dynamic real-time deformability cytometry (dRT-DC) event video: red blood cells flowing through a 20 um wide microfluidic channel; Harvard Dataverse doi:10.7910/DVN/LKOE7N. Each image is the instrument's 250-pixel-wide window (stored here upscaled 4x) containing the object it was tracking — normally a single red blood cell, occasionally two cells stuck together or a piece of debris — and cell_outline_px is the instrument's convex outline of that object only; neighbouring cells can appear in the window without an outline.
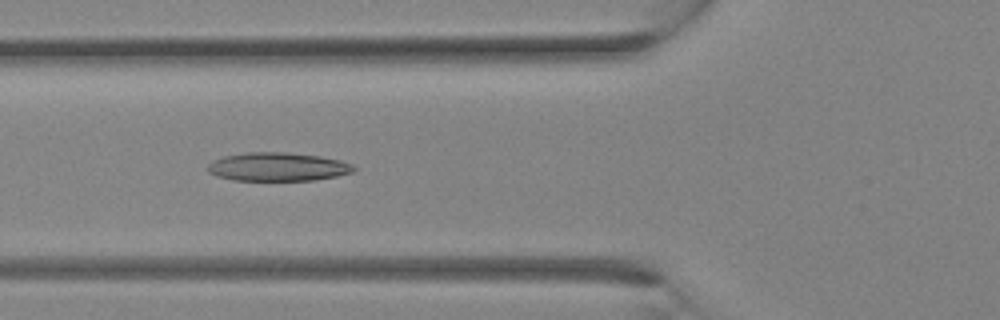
{"species": "Egyptian fruit bat (a non-hibernating species)", "species_latin": "Rousettus aegyptiacus", "temperature_condition": "room temperature", "stored_images_in_passage": 24, "camera_frame_rate_fps": 3000, "um_per_image_px": 0.085, "animal": {"sex": "female"}, "frame": {"image": 1, "passage_image": 4, "time_ms": 1.0, "image_size_px": [1000, 320], "cell_outline_px": [[356, 168], [352, 172], [336, 176], [316, 180], [232, 180], [216, 176], [208, 172], [208, 164], [212, 160], [224, 156], [244, 152], [288, 152], [320, 156], [340, 160], [352, 164]], "centroid_in_image_um": [23.58, 14.17], "position_along_channel_um": 102.2, "area_um2": 24.39}}
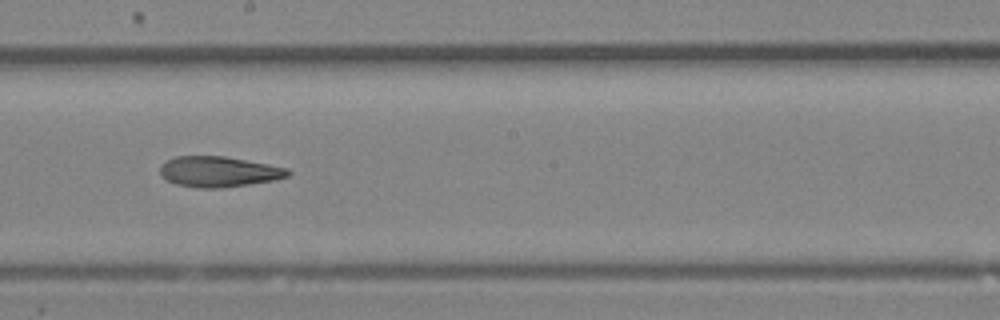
{"frame": {"image": 2, "passage_image": 10, "time_ms": 3.0, "image_size_px": [1000, 320], "cell_outline_px": [[292, 172], [288, 176], [276, 180], [220, 188], [200, 188], [176, 184], [160, 176], [160, 164], [176, 156], [224, 156], [268, 164], [288, 168]], "centroid_in_image_um": [18.59, 14.59], "position_along_channel_um": 229.6, "area_um2": 22.77}}
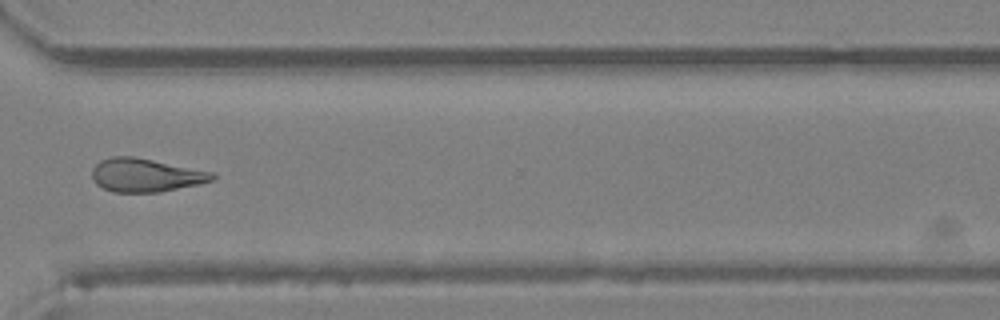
{"frame": {"image": 3, "passage_image": 16, "time_ms": 5.0, "image_size_px": [1000, 320], "cell_outline_px": [[216, 176], [212, 180], [200, 184], [160, 192], [112, 192], [96, 184], [92, 176], [92, 168], [100, 160], [112, 156], [132, 156], [212, 172]], "centroid_in_image_um": [12.35, 14.89], "position_along_channel_um": 358.3, "area_um2": 23.24}}